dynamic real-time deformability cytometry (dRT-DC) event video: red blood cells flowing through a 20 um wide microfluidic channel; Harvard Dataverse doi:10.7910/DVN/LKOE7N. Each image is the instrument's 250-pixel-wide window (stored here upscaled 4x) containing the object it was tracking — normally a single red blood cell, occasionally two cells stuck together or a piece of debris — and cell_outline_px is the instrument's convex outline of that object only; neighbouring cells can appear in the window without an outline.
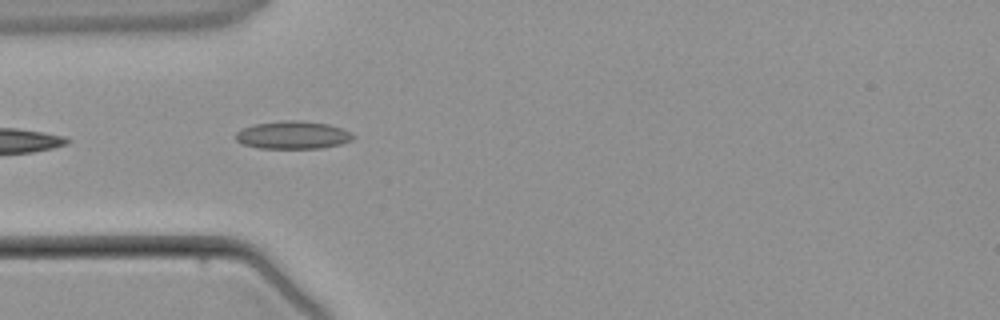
{"species": "common noctule bat (a hibernating species)", "species_latin": "Nyctalus noctula", "temperature_condition": "warm", "stored_images_in_passage": 4, "camera_frame_rate_fps": 3000, "um_per_image_px": 0.085, "animal": {"sex": "male", "body_mass_g": 21.5, "forearm_length_mm": 52.0}, "frame": {"image": 1, "passage_image": 3, "time_ms": 3.333, "image_size_px": [1000, 320], "cell_outline_px": [[356, 136], [352, 140], [340, 144], [320, 148], [260, 148], [240, 144], [236, 140], [236, 132], [244, 128], [256, 124], [284, 120], [296, 120], [328, 124], [340, 128]], "centroid_in_image_um": [24.87, 11.48], "position_along_channel_um": 60.1, "area_um2": 18.84}}
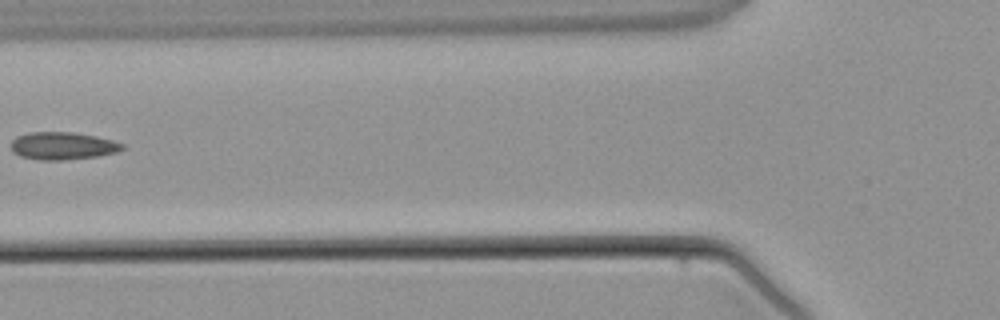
{"frame": {"image": 2, "passage_image": 4, "time_ms": 4.667, "image_size_px": [1000, 320], "cell_outline_px": [[124, 148], [116, 152], [96, 156], [60, 160], [40, 160], [20, 156], [12, 152], [12, 140], [16, 136], [28, 132], [72, 132], [96, 136], [112, 140], [124, 144]], "centroid_in_image_um": [5.3, 12.39], "position_along_channel_um": 120.5, "area_um2": 17.8}}